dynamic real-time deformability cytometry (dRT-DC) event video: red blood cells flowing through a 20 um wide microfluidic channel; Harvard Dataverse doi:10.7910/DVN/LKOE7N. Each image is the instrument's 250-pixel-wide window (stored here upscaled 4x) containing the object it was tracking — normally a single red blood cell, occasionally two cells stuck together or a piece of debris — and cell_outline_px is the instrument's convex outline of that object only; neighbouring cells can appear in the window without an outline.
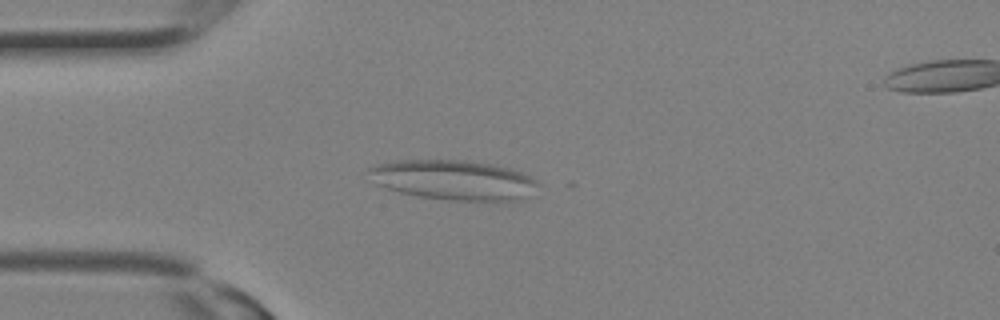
{"species": "Egyptian fruit bat (a non-hibernating species)", "species_latin": "Rousettus aegyptiacus", "temperature_condition": "room temperature", "stored_images_in_passage": 10, "camera_frame_rate_fps": 3000, "um_per_image_px": 0.085, "animal": {"sex": "female"}, "frame": {"image": 1, "passage_image": 7, "time_ms": 2.0, "image_size_px": [1000, 320], "cell_outline_px": [[540, 184], [524, 200], [508, 204], [448, 200], [420, 196], [400, 192], [376, 184], [368, 168], [376, 164], [396, 160], [464, 160], [512, 168], [532, 176]], "centroid_in_image_um": [38.69, 15.34], "position_along_channel_um": 46.3, "area_um2": 40.23}}